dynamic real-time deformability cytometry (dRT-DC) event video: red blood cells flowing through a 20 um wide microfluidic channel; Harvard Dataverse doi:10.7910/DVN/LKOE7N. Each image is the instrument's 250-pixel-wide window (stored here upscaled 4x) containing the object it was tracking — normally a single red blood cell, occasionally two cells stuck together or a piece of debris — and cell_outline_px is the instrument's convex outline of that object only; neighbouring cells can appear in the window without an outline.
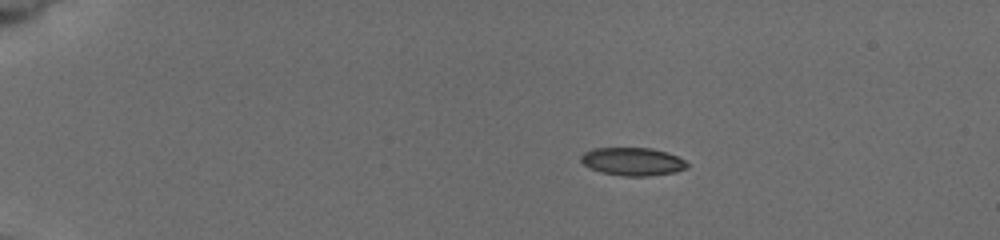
{"species": "common noctule bat (a hibernating species)", "species_latin": "Nyctalus noctula", "temperature_condition": "cold", "stored_images_in_passage": 27, "camera_frame_rate_fps": 3000, "um_per_image_px": 0.085, "animal": {"sex": "female", "body_mass_g": 19.5, "forearm_length_mm": 54.1}, "frame": {"image": 1, "passage_image": 1, "time_ms": 0.0, "image_size_px": [1000, 240], "cell_outline_px": [[688, 168], [676, 172], [648, 176], [624, 176], [600, 172], [584, 164], [580, 160], [580, 156], [584, 152], [596, 148], [652, 148], [676, 156], [684, 160], [688, 164]], "centroid_in_image_um": [53.78, 13.74], "position_along_channel_um": 31.2, "area_um2": 17.22}}
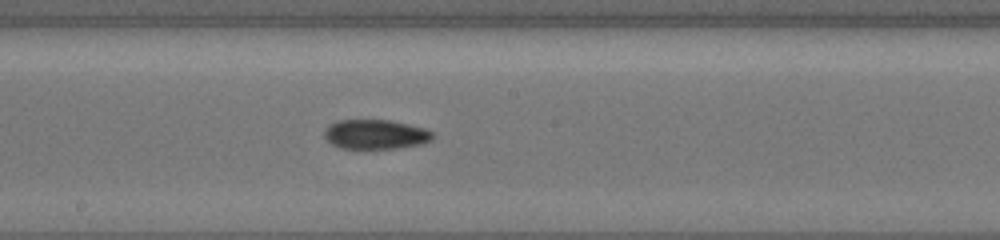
{"frame": {"image": 2, "passage_image": 16, "time_ms": 7.0, "image_size_px": [1000, 240], "cell_outline_px": [[436, 132], [432, 140], [420, 144], [400, 148], [340, 148], [332, 144], [324, 136], [324, 132], [332, 124], [340, 120], [392, 120], [424, 128]], "centroid_in_image_um": [31.99, 11.42], "position_along_channel_um": 216.2, "area_um2": 18.55}}
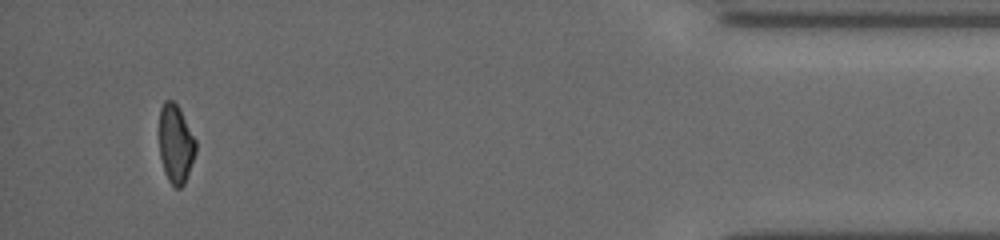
{"frame": {"image": 3, "passage_image": 27, "time_ms": 13.667, "image_size_px": [1000, 240], "cell_outline_px": [[196, 152], [184, 184], [180, 188], [176, 188], [168, 180], [164, 172], [160, 156], [160, 108], [164, 100], [172, 100], [180, 108], [196, 140]], "centroid_in_image_um": [14.94, 12.22], "position_along_channel_um": 420.3, "area_um2": 16.7}, "authors_computed_cell_mechanics": {"area_um2": 18.2648, "velocity_mm_per_s": 3.8965, "shape_relaxation_time_tau1_ms": 6.1066, "shape_relaxation_time_tau2_ms": 3.1468, "deformation_change_tau1": 0.1727, "deformation_change_tau2": 0.0788}}